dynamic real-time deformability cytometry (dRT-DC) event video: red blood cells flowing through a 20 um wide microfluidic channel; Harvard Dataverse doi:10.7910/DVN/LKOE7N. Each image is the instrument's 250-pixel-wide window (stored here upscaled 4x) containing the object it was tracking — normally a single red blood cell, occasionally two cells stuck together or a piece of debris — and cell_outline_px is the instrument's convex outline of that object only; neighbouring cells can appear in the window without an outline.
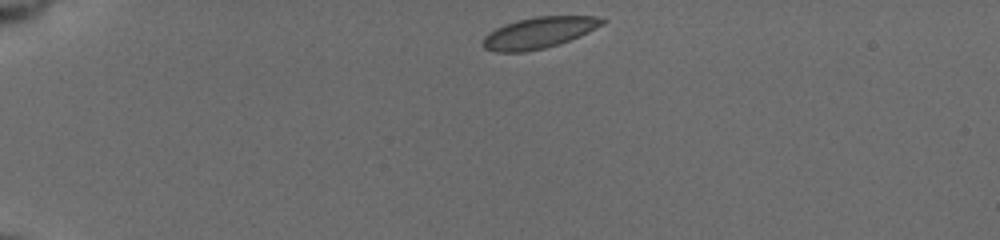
{"species": "common noctule bat (a hibernating species)", "species_latin": "Nyctalus noctula", "temperature_condition": "cold", "stored_images_in_passage": 44, "camera_frame_rate_fps": 3000, "um_per_image_px": 0.085, "animal": {"sex": "female", "body_mass_g": 19.5, "forearm_length_mm": 54.1}, "frame": {"image": 1, "passage_image": 1, "time_ms": 0.0, "image_size_px": [1000, 240], "cell_outline_px": [[608, 20], [604, 24], [580, 36], [544, 48], [524, 52], [496, 52], [484, 48], [480, 44], [484, 36], [488, 32], [504, 24], [516, 20], [536, 16], [596, 16]], "centroid_in_image_um": [45.77, 2.77], "position_along_channel_um": 39.2, "area_um2": 21.79}}
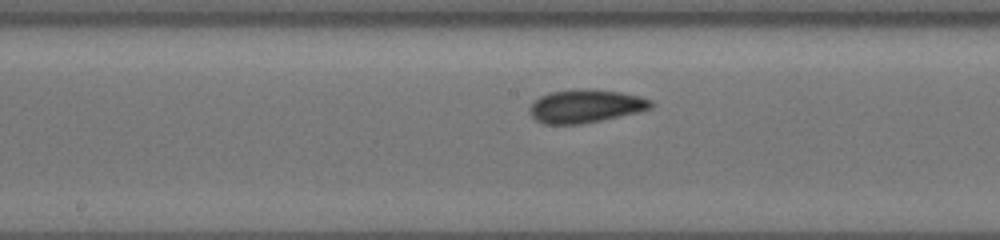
{"frame": {"image": 2, "passage_image": 19, "time_ms": 6.0, "image_size_px": [1000, 240], "cell_outline_px": [[656, 104], [652, 108], [640, 112], [580, 124], [544, 124], [536, 120], [532, 116], [528, 108], [540, 96], [552, 92], [576, 88], [620, 92], [640, 96], [652, 100]], "centroid_in_image_um": [49.81, 9.02], "position_along_channel_um": 198.4, "area_um2": 23.47}}
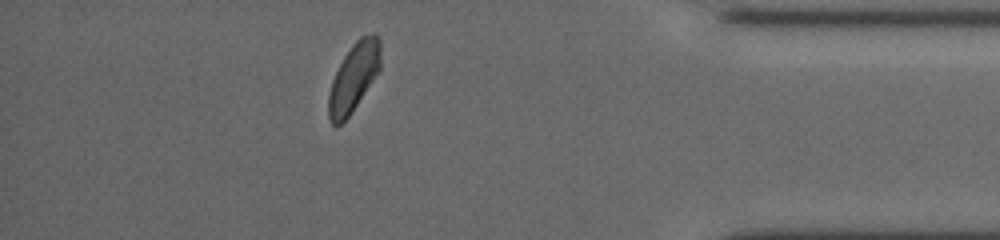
{"frame": {"image": 3, "passage_image": 38, "time_ms": 12.333, "image_size_px": [1000, 240], "cell_outline_px": [[380, 68], [348, 116], [336, 128], [332, 124], [328, 116], [328, 96], [332, 80], [344, 56], [352, 44], [360, 36], [372, 32], [376, 32], [380, 40]], "centroid_in_image_um": [30.06, 6.53], "position_along_channel_um": 405.1, "area_um2": 20.4}, "authors_computed_cell_mechanics": {"area_um2": 21.964, "velocity_mm_per_s": 3.7078, "shape_relaxation_time_tau1_ms": 2.4371, "shape_relaxation_time_tau2_ms": 1.7463, "deformation_change_tau1": 0.0775, "deformation_change_tau2": 0.0557}}